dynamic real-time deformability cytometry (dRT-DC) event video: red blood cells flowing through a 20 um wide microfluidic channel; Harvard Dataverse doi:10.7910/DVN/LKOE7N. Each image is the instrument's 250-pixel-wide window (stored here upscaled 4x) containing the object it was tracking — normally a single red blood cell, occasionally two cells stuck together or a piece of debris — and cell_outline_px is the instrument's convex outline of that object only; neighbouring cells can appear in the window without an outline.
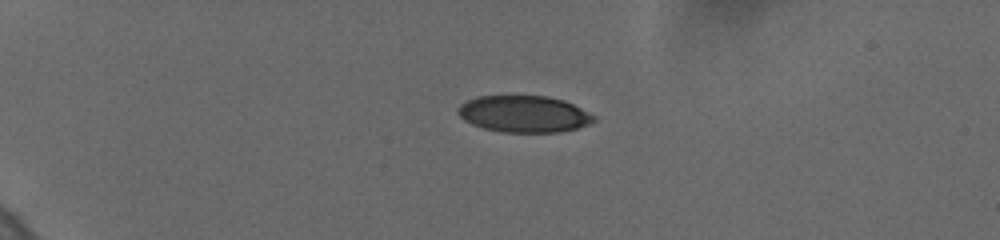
{"species": "human", "species_latin": "Homo sapiens", "temperature_condition": "cold", "stored_images_in_passage": 15, "camera_frame_rate_fps": 3000, "um_per_image_px": 0.085, "donor": {"sex": "female"}, "frame": {"image": 1, "passage_image": 1, "time_ms": 0.0, "image_size_px": [1000, 240], "cell_outline_px": [[596, 120], [588, 124], [576, 128], [560, 132], [500, 132], [484, 128], [472, 124], [464, 120], [456, 112], [456, 108], [460, 104], [468, 100], [480, 96], [508, 92], [548, 96], [564, 100], [596, 116]], "centroid_in_image_um": [44.48, 9.63], "position_along_channel_um": 40.5, "area_um2": 30.0}}
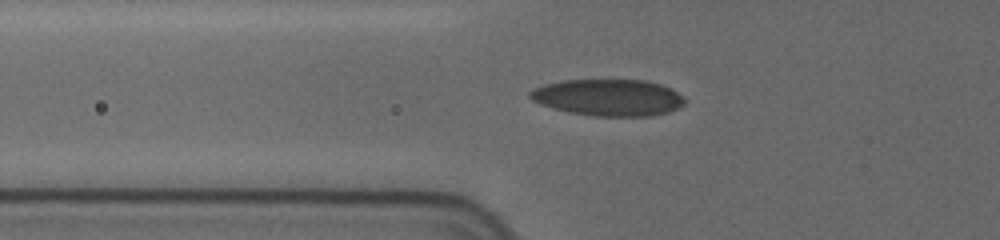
{"frame": {"image": 2, "passage_image": 10, "time_ms": 2.667, "image_size_px": [1000, 240], "cell_outline_px": [[684, 104], [668, 112], [652, 116], [592, 116], [568, 112], [552, 108], [540, 104], [532, 100], [528, 96], [528, 92], [532, 88], [544, 84], [560, 80], [644, 80], [660, 84], [684, 96]], "centroid_in_image_um": [51.65, 8.29], "position_along_channel_um": 74.2, "area_um2": 33.18}}
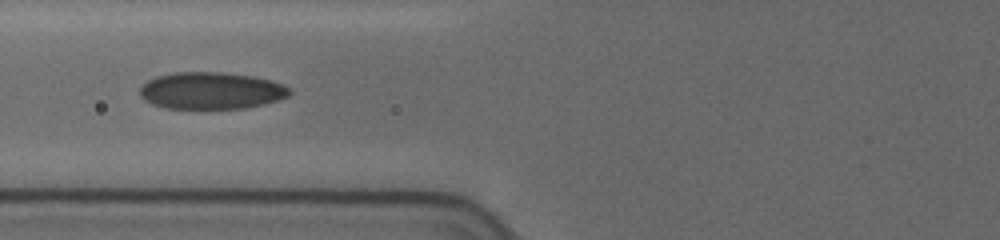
{"frame": {"image": 3, "passage_image": 14, "time_ms": 3.667, "image_size_px": [1000, 240], "cell_outline_px": [[292, 92], [288, 96], [264, 104], [244, 108], [164, 108], [152, 104], [144, 100], [140, 96], [140, 88], [148, 80], [156, 76], [172, 72], [220, 72], [252, 76], [272, 80], [284, 84], [292, 88]], "centroid_in_image_um": [17.96, 7.7], "position_along_channel_um": 107.8, "area_um2": 32.37}}